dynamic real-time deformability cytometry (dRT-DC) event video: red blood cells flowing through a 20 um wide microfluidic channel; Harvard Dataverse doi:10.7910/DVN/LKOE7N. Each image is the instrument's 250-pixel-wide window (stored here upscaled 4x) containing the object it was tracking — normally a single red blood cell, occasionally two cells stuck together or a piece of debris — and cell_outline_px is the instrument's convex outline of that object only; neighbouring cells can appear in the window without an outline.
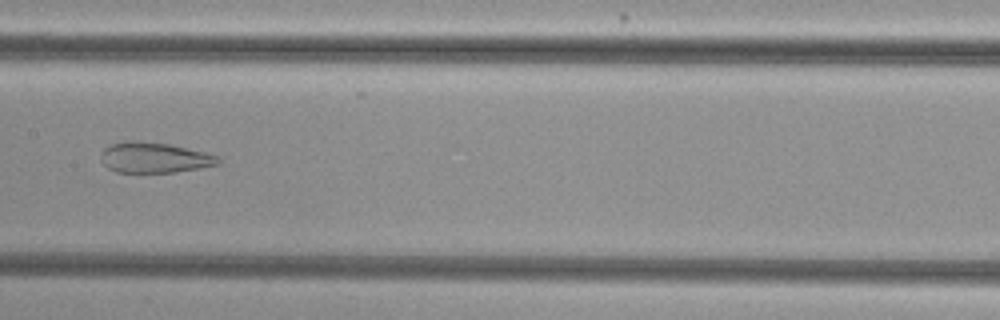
{"species": "common noctule bat (a hibernating species)", "species_latin": "Nyctalus noctula", "temperature_condition": "cold", "stored_images_in_passage": 40, "camera_frame_rate_fps": 3000, "um_per_image_px": 0.085, "animal": {"sex": "female", "body_mass_g": 29.2, "forearm_length_mm": 56.3}, "frame": {"image": 1, "passage_image": 14, "time_ms": 4.333, "image_size_px": [1000, 320], "cell_outline_px": [[220, 164], [200, 168], [176, 172], [116, 172], [108, 168], [100, 160], [100, 156], [104, 148], [112, 144], [124, 140], [136, 140], [168, 144], [204, 152], [216, 156], [220, 160]], "centroid_in_image_um": [13.08, 13.39], "position_along_channel_um": 194.3, "area_um2": 20.81}}
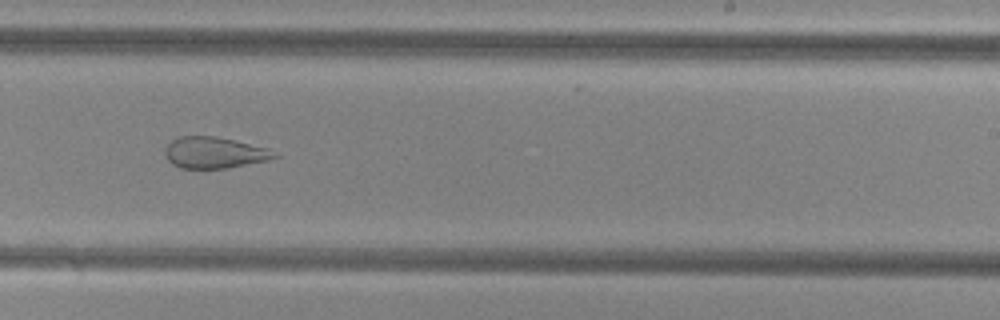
{"frame": {"image": 2, "passage_image": 20, "time_ms": 6.333, "image_size_px": [1000, 320], "cell_outline_px": [[280, 156], [268, 160], [228, 168], [180, 168], [172, 164], [168, 160], [164, 152], [164, 148], [172, 140], [180, 136], [216, 136], [268, 148]], "centroid_in_image_um": [18.21, 12.97], "position_along_channel_um": 270.8, "area_um2": 19.94}}
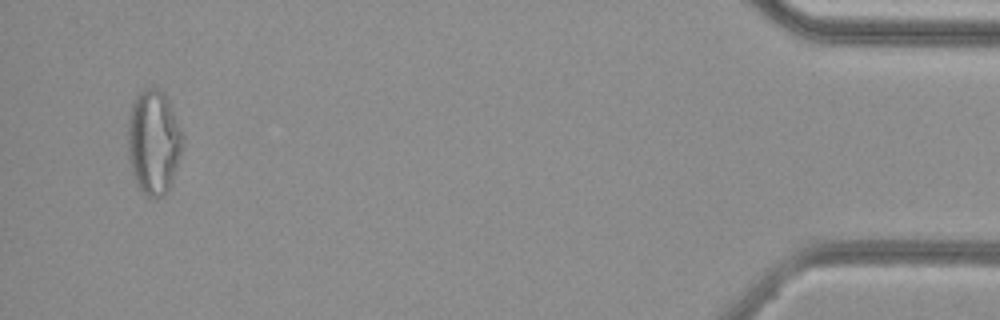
{"frame": {"image": 3, "passage_image": 38, "time_ms": 12.333, "image_size_px": [1000, 320], "cell_outline_px": [[184, 140], [180, 156], [168, 192], [164, 196], [156, 200], [152, 200], [136, 184], [132, 172], [128, 156], [128, 116], [132, 104], [136, 96], [144, 88], [156, 88], [164, 92], [168, 100], [184, 136]], "centroid_in_image_um": [13.06, 12.1], "position_along_channel_um": 422.1, "area_um2": 33.64}, "authors_computed_cell_mechanics": {"area_um2": 27.166, "velocity_mm_per_s": 3.8487, "shape_relaxation_time_tau1_ms": null, "shape_relaxation_time_tau2_ms": 1.5349, "deformation_change_tau1": null, "deformation_change_tau2": 0.1033}}